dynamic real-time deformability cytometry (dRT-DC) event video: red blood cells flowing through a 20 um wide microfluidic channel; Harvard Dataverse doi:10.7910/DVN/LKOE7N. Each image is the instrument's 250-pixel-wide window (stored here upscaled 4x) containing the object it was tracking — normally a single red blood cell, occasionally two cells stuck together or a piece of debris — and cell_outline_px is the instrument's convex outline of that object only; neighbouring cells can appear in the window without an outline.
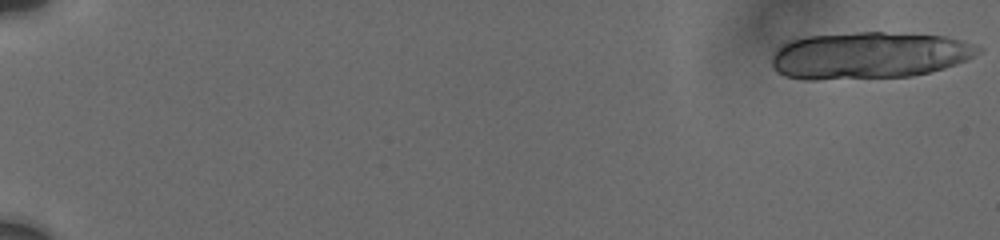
{"species": "human", "species_latin": "Homo sapiens", "temperature_condition": "cold", "stored_images_in_passage": 14, "camera_frame_rate_fps": 3000, "um_per_image_px": 0.085, "donor": {"sex": "male"}, "frame": {"image": 1, "passage_image": 1, "time_ms": 0.0, "image_size_px": [1000, 240], "cell_outline_px": [[984, 48], [980, 52], [956, 64], [944, 68], [912, 76], [816, 80], [804, 80], [784, 76], [776, 72], [772, 68], [772, 56], [788, 40], [808, 36], [856, 32], [884, 32], [948, 36]], "centroid_in_image_um": [73.84, 4.71], "position_along_channel_um": 11.2, "area_um2": 56.53}}
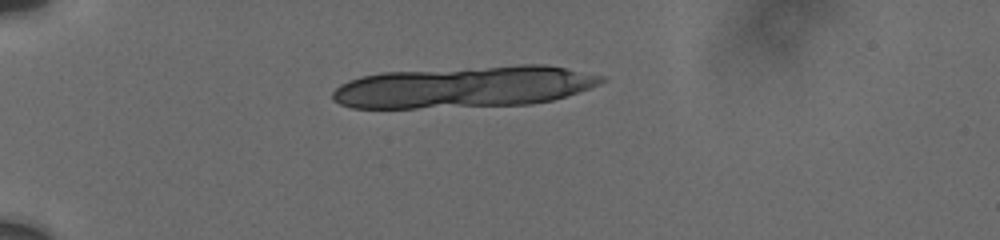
{"frame": {"image": 2, "passage_image": 10, "time_ms": 5.0, "image_size_px": [1000, 240], "cell_outline_px": [[608, 80], [600, 84], [580, 92], [552, 100], [528, 104], [416, 108], [352, 108], [340, 104], [332, 100], [332, 92], [340, 84], [348, 80], [360, 76], [380, 72], [520, 64], [548, 64], [604, 76]], "centroid_in_image_um": [39.46, 7.37], "position_along_channel_um": 45.5, "area_um2": 65.78}}